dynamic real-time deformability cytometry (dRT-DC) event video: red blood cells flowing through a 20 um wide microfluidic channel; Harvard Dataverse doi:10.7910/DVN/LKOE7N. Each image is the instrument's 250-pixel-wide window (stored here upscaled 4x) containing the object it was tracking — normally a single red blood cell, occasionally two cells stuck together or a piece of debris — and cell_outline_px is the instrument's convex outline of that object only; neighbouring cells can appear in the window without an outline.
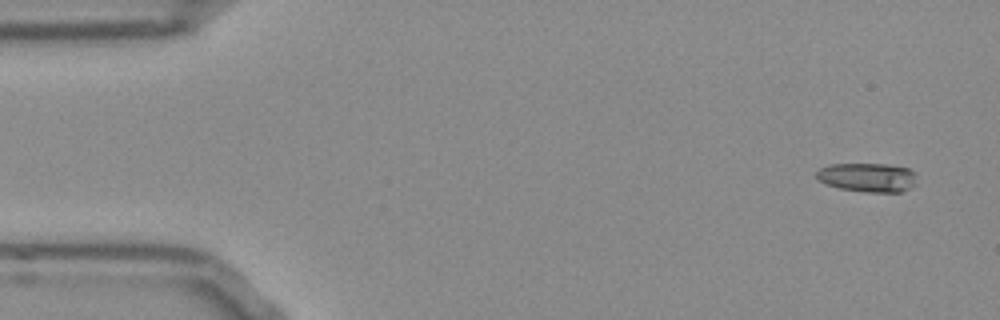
{"species": "Egyptian fruit bat (a non-hibernating species)", "species_latin": "Rousettus aegyptiacus", "temperature_condition": "room temperature", "stored_images_in_passage": 50, "camera_frame_rate_fps": 3000, "um_per_image_px": 0.085, "frame": {"image": 1, "passage_image": 1, "time_ms": 0.0, "image_size_px": [1000, 320], "cell_outline_px": [[912, 184], [908, 188], [900, 192], [868, 192], [840, 188], [828, 184], [820, 180], [816, 176], [816, 172], [820, 168], [832, 164], [888, 164], [908, 168], [912, 172]], "centroid_in_image_um": [73.68, 15.07], "position_along_channel_um": 11.3, "area_um2": 16.42}}
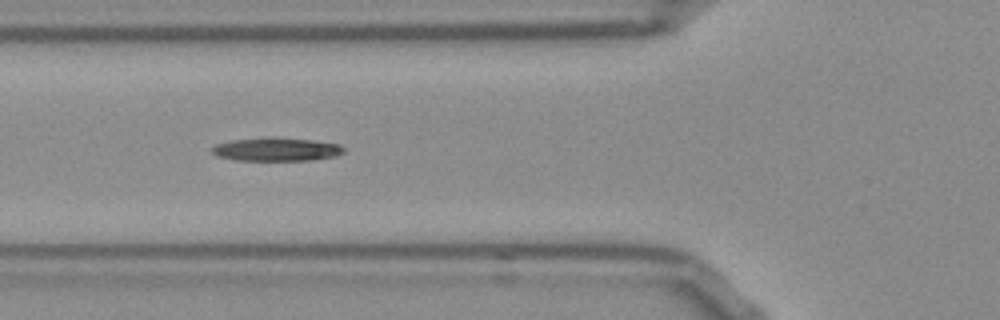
{"frame": {"image": 2, "passage_image": 17, "time_ms": 5.333, "image_size_px": [1000, 320], "cell_outline_px": [[344, 152], [336, 156], [312, 160], [236, 160], [220, 156], [212, 152], [212, 148], [216, 144], [232, 140], [272, 136], [276, 136], [312, 140], [340, 144], [344, 148]], "centroid_in_image_um": [23.54, 12.68], "position_along_channel_um": 102.3, "area_um2": 18.03}}
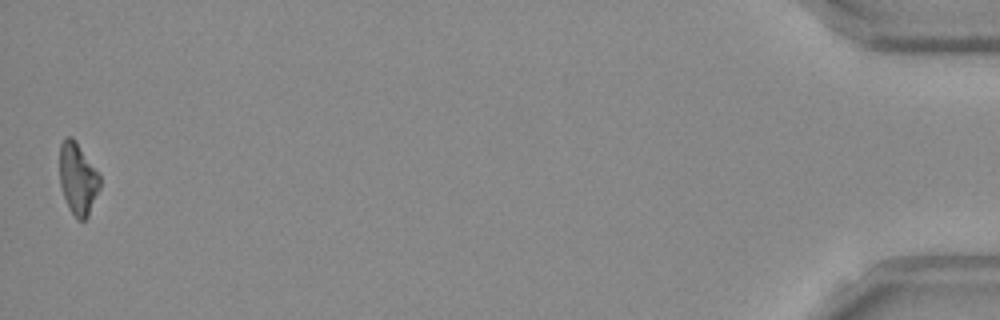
{"frame": {"image": 3, "passage_image": 50, "time_ms": 16.333, "image_size_px": [1000, 320], "cell_outline_px": [[100, 188], [88, 216], [84, 220], [76, 220], [68, 208], [60, 184], [60, 144], [64, 136], [72, 136], [76, 140], [100, 176]], "centroid_in_image_um": [6.61, 15.19], "position_along_channel_um": 428.6, "area_um2": 16.94}}